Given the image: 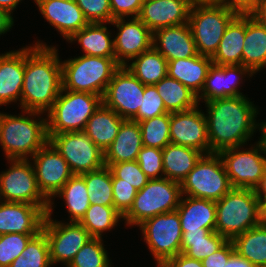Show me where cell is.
<instances>
[{"mask_svg": "<svg viewBox=\"0 0 266 267\" xmlns=\"http://www.w3.org/2000/svg\"><path fill=\"white\" fill-rule=\"evenodd\" d=\"M103 238L90 239L74 256L67 267H111Z\"/></svg>", "mask_w": 266, "mask_h": 267, "instance_id": "obj_42", "label": "cell"}, {"mask_svg": "<svg viewBox=\"0 0 266 267\" xmlns=\"http://www.w3.org/2000/svg\"><path fill=\"white\" fill-rule=\"evenodd\" d=\"M249 15L257 23L266 27V0H261Z\"/></svg>", "mask_w": 266, "mask_h": 267, "instance_id": "obj_53", "label": "cell"}, {"mask_svg": "<svg viewBox=\"0 0 266 267\" xmlns=\"http://www.w3.org/2000/svg\"><path fill=\"white\" fill-rule=\"evenodd\" d=\"M80 175L85 180L90 204L114 206L112 173L108 166Z\"/></svg>", "mask_w": 266, "mask_h": 267, "instance_id": "obj_38", "label": "cell"}, {"mask_svg": "<svg viewBox=\"0 0 266 267\" xmlns=\"http://www.w3.org/2000/svg\"><path fill=\"white\" fill-rule=\"evenodd\" d=\"M123 216L114 206L90 204L80 223L94 238H101L104 231L111 230Z\"/></svg>", "mask_w": 266, "mask_h": 267, "instance_id": "obj_39", "label": "cell"}, {"mask_svg": "<svg viewBox=\"0 0 266 267\" xmlns=\"http://www.w3.org/2000/svg\"><path fill=\"white\" fill-rule=\"evenodd\" d=\"M125 119L103 103L87 121L83 130L87 136L103 151L112 144Z\"/></svg>", "mask_w": 266, "mask_h": 267, "instance_id": "obj_29", "label": "cell"}, {"mask_svg": "<svg viewBox=\"0 0 266 267\" xmlns=\"http://www.w3.org/2000/svg\"><path fill=\"white\" fill-rule=\"evenodd\" d=\"M111 173L119 178V183H127L141 190L149 181L146 174L140 169L137 161H127L109 166Z\"/></svg>", "mask_w": 266, "mask_h": 267, "instance_id": "obj_44", "label": "cell"}, {"mask_svg": "<svg viewBox=\"0 0 266 267\" xmlns=\"http://www.w3.org/2000/svg\"><path fill=\"white\" fill-rule=\"evenodd\" d=\"M10 168L0 174V201L29 203L39 206L46 214L49 201L40 192L32 162L11 159Z\"/></svg>", "mask_w": 266, "mask_h": 267, "instance_id": "obj_11", "label": "cell"}, {"mask_svg": "<svg viewBox=\"0 0 266 267\" xmlns=\"http://www.w3.org/2000/svg\"><path fill=\"white\" fill-rule=\"evenodd\" d=\"M154 86L169 113L186 111L199 105L195 93L168 75Z\"/></svg>", "mask_w": 266, "mask_h": 267, "instance_id": "obj_35", "label": "cell"}, {"mask_svg": "<svg viewBox=\"0 0 266 267\" xmlns=\"http://www.w3.org/2000/svg\"><path fill=\"white\" fill-rule=\"evenodd\" d=\"M49 142L66 160L73 174H83L102 168L104 152L84 131L48 135Z\"/></svg>", "mask_w": 266, "mask_h": 267, "instance_id": "obj_12", "label": "cell"}, {"mask_svg": "<svg viewBox=\"0 0 266 267\" xmlns=\"http://www.w3.org/2000/svg\"><path fill=\"white\" fill-rule=\"evenodd\" d=\"M110 24L117 27L114 39L115 60L120 66L127 65L143 52L149 50L153 43V32L139 19H114Z\"/></svg>", "mask_w": 266, "mask_h": 267, "instance_id": "obj_18", "label": "cell"}, {"mask_svg": "<svg viewBox=\"0 0 266 267\" xmlns=\"http://www.w3.org/2000/svg\"><path fill=\"white\" fill-rule=\"evenodd\" d=\"M210 153L244 146L256 130L258 109L245 95L205 102Z\"/></svg>", "mask_w": 266, "mask_h": 267, "instance_id": "obj_2", "label": "cell"}, {"mask_svg": "<svg viewBox=\"0 0 266 267\" xmlns=\"http://www.w3.org/2000/svg\"><path fill=\"white\" fill-rule=\"evenodd\" d=\"M144 89V84L125 66H120L108 83L102 102L120 117L131 120L141 107Z\"/></svg>", "mask_w": 266, "mask_h": 267, "instance_id": "obj_16", "label": "cell"}, {"mask_svg": "<svg viewBox=\"0 0 266 267\" xmlns=\"http://www.w3.org/2000/svg\"><path fill=\"white\" fill-rule=\"evenodd\" d=\"M40 114L43 115L41 112L25 110L23 115L18 116L0 112V144L8 160H27L29 156L31 159L49 141L47 118L34 119Z\"/></svg>", "mask_w": 266, "mask_h": 267, "instance_id": "obj_3", "label": "cell"}, {"mask_svg": "<svg viewBox=\"0 0 266 267\" xmlns=\"http://www.w3.org/2000/svg\"><path fill=\"white\" fill-rule=\"evenodd\" d=\"M245 36L246 14H237L227 25L218 49L211 58L213 64L242 65Z\"/></svg>", "mask_w": 266, "mask_h": 267, "instance_id": "obj_27", "label": "cell"}, {"mask_svg": "<svg viewBox=\"0 0 266 267\" xmlns=\"http://www.w3.org/2000/svg\"><path fill=\"white\" fill-rule=\"evenodd\" d=\"M184 197L181 198L176 209L182 234L186 231H200V228L215 231L216 202L203 198Z\"/></svg>", "mask_w": 266, "mask_h": 267, "instance_id": "obj_26", "label": "cell"}, {"mask_svg": "<svg viewBox=\"0 0 266 267\" xmlns=\"http://www.w3.org/2000/svg\"><path fill=\"white\" fill-rule=\"evenodd\" d=\"M113 20L117 18H138L144 0H109Z\"/></svg>", "mask_w": 266, "mask_h": 267, "instance_id": "obj_49", "label": "cell"}, {"mask_svg": "<svg viewBox=\"0 0 266 267\" xmlns=\"http://www.w3.org/2000/svg\"><path fill=\"white\" fill-rule=\"evenodd\" d=\"M62 89L88 92L103 98L108 83L120 67L115 58L82 55L61 61Z\"/></svg>", "mask_w": 266, "mask_h": 267, "instance_id": "obj_5", "label": "cell"}, {"mask_svg": "<svg viewBox=\"0 0 266 267\" xmlns=\"http://www.w3.org/2000/svg\"><path fill=\"white\" fill-rule=\"evenodd\" d=\"M235 252L232 240H228L220 249L202 260L203 267H224Z\"/></svg>", "mask_w": 266, "mask_h": 267, "instance_id": "obj_50", "label": "cell"}, {"mask_svg": "<svg viewBox=\"0 0 266 267\" xmlns=\"http://www.w3.org/2000/svg\"><path fill=\"white\" fill-rule=\"evenodd\" d=\"M136 161L149 179L164 177L162 149L143 146Z\"/></svg>", "mask_w": 266, "mask_h": 267, "instance_id": "obj_46", "label": "cell"}, {"mask_svg": "<svg viewBox=\"0 0 266 267\" xmlns=\"http://www.w3.org/2000/svg\"><path fill=\"white\" fill-rule=\"evenodd\" d=\"M56 196L65 200L70 222H80L90 207L86 183L80 174H74L54 197Z\"/></svg>", "mask_w": 266, "mask_h": 267, "instance_id": "obj_37", "label": "cell"}, {"mask_svg": "<svg viewBox=\"0 0 266 267\" xmlns=\"http://www.w3.org/2000/svg\"><path fill=\"white\" fill-rule=\"evenodd\" d=\"M49 243L43 231L35 235L9 267H50Z\"/></svg>", "mask_w": 266, "mask_h": 267, "instance_id": "obj_40", "label": "cell"}, {"mask_svg": "<svg viewBox=\"0 0 266 267\" xmlns=\"http://www.w3.org/2000/svg\"><path fill=\"white\" fill-rule=\"evenodd\" d=\"M241 146L220 151L226 173L233 188L255 189L266 169V156L256 144L249 150Z\"/></svg>", "mask_w": 266, "mask_h": 267, "instance_id": "obj_14", "label": "cell"}, {"mask_svg": "<svg viewBox=\"0 0 266 267\" xmlns=\"http://www.w3.org/2000/svg\"><path fill=\"white\" fill-rule=\"evenodd\" d=\"M125 67L145 86L155 85L168 73V61L153 46Z\"/></svg>", "mask_w": 266, "mask_h": 267, "instance_id": "obj_33", "label": "cell"}, {"mask_svg": "<svg viewBox=\"0 0 266 267\" xmlns=\"http://www.w3.org/2000/svg\"><path fill=\"white\" fill-rule=\"evenodd\" d=\"M42 231L49 243L51 264L64 263L66 267L77 252L93 237L80 222L62 223L51 218L47 213Z\"/></svg>", "mask_w": 266, "mask_h": 267, "instance_id": "obj_13", "label": "cell"}, {"mask_svg": "<svg viewBox=\"0 0 266 267\" xmlns=\"http://www.w3.org/2000/svg\"><path fill=\"white\" fill-rule=\"evenodd\" d=\"M62 89V65L58 49L40 40L25 48V72L21 111L48 112Z\"/></svg>", "mask_w": 266, "mask_h": 267, "instance_id": "obj_1", "label": "cell"}, {"mask_svg": "<svg viewBox=\"0 0 266 267\" xmlns=\"http://www.w3.org/2000/svg\"><path fill=\"white\" fill-rule=\"evenodd\" d=\"M232 242L235 251L253 265H266V225L252 227L236 236Z\"/></svg>", "mask_w": 266, "mask_h": 267, "instance_id": "obj_36", "label": "cell"}, {"mask_svg": "<svg viewBox=\"0 0 266 267\" xmlns=\"http://www.w3.org/2000/svg\"><path fill=\"white\" fill-rule=\"evenodd\" d=\"M261 0H223L237 14H249Z\"/></svg>", "mask_w": 266, "mask_h": 267, "instance_id": "obj_52", "label": "cell"}, {"mask_svg": "<svg viewBox=\"0 0 266 267\" xmlns=\"http://www.w3.org/2000/svg\"><path fill=\"white\" fill-rule=\"evenodd\" d=\"M112 192L114 208L124 216L132 206L138 190L127 183H119V178L112 174Z\"/></svg>", "mask_w": 266, "mask_h": 267, "instance_id": "obj_48", "label": "cell"}, {"mask_svg": "<svg viewBox=\"0 0 266 267\" xmlns=\"http://www.w3.org/2000/svg\"><path fill=\"white\" fill-rule=\"evenodd\" d=\"M261 123V124H260ZM256 124V129L259 128L261 131V138L256 143L259 146V149L263 152L266 156V122H260Z\"/></svg>", "mask_w": 266, "mask_h": 267, "instance_id": "obj_56", "label": "cell"}, {"mask_svg": "<svg viewBox=\"0 0 266 267\" xmlns=\"http://www.w3.org/2000/svg\"><path fill=\"white\" fill-rule=\"evenodd\" d=\"M191 5L223 4V0H188Z\"/></svg>", "mask_w": 266, "mask_h": 267, "instance_id": "obj_60", "label": "cell"}, {"mask_svg": "<svg viewBox=\"0 0 266 267\" xmlns=\"http://www.w3.org/2000/svg\"><path fill=\"white\" fill-rule=\"evenodd\" d=\"M152 46L168 62L194 57L198 54L188 23L155 30Z\"/></svg>", "mask_w": 266, "mask_h": 267, "instance_id": "obj_23", "label": "cell"}, {"mask_svg": "<svg viewBox=\"0 0 266 267\" xmlns=\"http://www.w3.org/2000/svg\"><path fill=\"white\" fill-rule=\"evenodd\" d=\"M37 234L8 233L0 235V267H9Z\"/></svg>", "mask_w": 266, "mask_h": 267, "instance_id": "obj_43", "label": "cell"}, {"mask_svg": "<svg viewBox=\"0 0 266 267\" xmlns=\"http://www.w3.org/2000/svg\"><path fill=\"white\" fill-rule=\"evenodd\" d=\"M182 196L180 183L166 177L149 179L137 192L123 220L128 226H138L148 218L176 211Z\"/></svg>", "mask_w": 266, "mask_h": 267, "instance_id": "obj_7", "label": "cell"}, {"mask_svg": "<svg viewBox=\"0 0 266 267\" xmlns=\"http://www.w3.org/2000/svg\"><path fill=\"white\" fill-rule=\"evenodd\" d=\"M248 74L252 77L254 74L243 65H215L209 68L204 86L200 95L197 96L198 102L204 99V102L218 99L238 97L243 95L238 84L243 80L242 76Z\"/></svg>", "mask_w": 266, "mask_h": 267, "instance_id": "obj_20", "label": "cell"}, {"mask_svg": "<svg viewBox=\"0 0 266 267\" xmlns=\"http://www.w3.org/2000/svg\"><path fill=\"white\" fill-rule=\"evenodd\" d=\"M180 185L182 195L215 202L233 188L218 153L203 154Z\"/></svg>", "mask_w": 266, "mask_h": 267, "instance_id": "obj_9", "label": "cell"}, {"mask_svg": "<svg viewBox=\"0 0 266 267\" xmlns=\"http://www.w3.org/2000/svg\"><path fill=\"white\" fill-rule=\"evenodd\" d=\"M12 16L13 15L0 8V35L8 32L12 28L14 24Z\"/></svg>", "mask_w": 266, "mask_h": 267, "instance_id": "obj_55", "label": "cell"}, {"mask_svg": "<svg viewBox=\"0 0 266 267\" xmlns=\"http://www.w3.org/2000/svg\"><path fill=\"white\" fill-rule=\"evenodd\" d=\"M102 103V97L96 94L61 89L47 112V134L83 131Z\"/></svg>", "mask_w": 266, "mask_h": 267, "instance_id": "obj_6", "label": "cell"}, {"mask_svg": "<svg viewBox=\"0 0 266 267\" xmlns=\"http://www.w3.org/2000/svg\"><path fill=\"white\" fill-rule=\"evenodd\" d=\"M166 113L169 112L166 110L163 99L160 97L156 87L154 85L145 86L141 107L131 120L140 122Z\"/></svg>", "mask_w": 266, "mask_h": 267, "instance_id": "obj_45", "label": "cell"}, {"mask_svg": "<svg viewBox=\"0 0 266 267\" xmlns=\"http://www.w3.org/2000/svg\"><path fill=\"white\" fill-rule=\"evenodd\" d=\"M89 23H111L113 21L109 0H75Z\"/></svg>", "mask_w": 266, "mask_h": 267, "instance_id": "obj_47", "label": "cell"}, {"mask_svg": "<svg viewBox=\"0 0 266 267\" xmlns=\"http://www.w3.org/2000/svg\"><path fill=\"white\" fill-rule=\"evenodd\" d=\"M199 105L180 112L170 113V142L210 153L206 117Z\"/></svg>", "mask_w": 266, "mask_h": 267, "instance_id": "obj_17", "label": "cell"}, {"mask_svg": "<svg viewBox=\"0 0 266 267\" xmlns=\"http://www.w3.org/2000/svg\"><path fill=\"white\" fill-rule=\"evenodd\" d=\"M202 155L203 153L195 148L167 144L162 149L164 177L181 184Z\"/></svg>", "mask_w": 266, "mask_h": 267, "instance_id": "obj_30", "label": "cell"}, {"mask_svg": "<svg viewBox=\"0 0 266 267\" xmlns=\"http://www.w3.org/2000/svg\"><path fill=\"white\" fill-rule=\"evenodd\" d=\"M212 64L213 61L210 57L200 54L185 59L171 60L168 62L167 75L182 83L198 96Z\"/></svg>", "mask_w": 266, "mask_h": 267, "instance_id": "obj_28", "label": "cell"}, {"mask_svg": "<svg viewBox=\"0 0 266 267\" xmlns=\"http://www.w3.org/2000/svg\"><path fill=\"white\" fill-rule=\"evenodd\" d=\"M254 190L257 198H266V169L259 185Z\"/></svg>", "mask_w": 266, "mask_h": 267, "instance_id": "obj_58", "label": "cell"}, {"mask_svg": "<svg viewBox=\"0 0 266 267\" xmlns=\"http://www.w3.org/2000/svg\"><path fill=\"white\" fill-rule=\"evenodd\" d=\"M25 72V47L18 51L0 54V105L17 100L21 102V93Z\"/></svg>", "mask_w": 266, "mask_h": 267, "instance_id": "obj_24", "label": "cell"}, {"mask_svg": "<svg viewBox=\"0 0 266 267\" xmlns=\"http://www.w3.org/2000/svg\"><path fill=\"white\" fill-rule=\"evenodd\" d=\"M143 147L140 125L133 120L125 119L112 144L104 152V164L136 161Z\"/></svg>", "mask_w": 266, "mask_h": 267, "instance_id": "obj_25", "label": "cell"}, {"mask_svg": "<svg viewBox=\"0 0 266 267\" xmlns=\"http://www.w3.org/2000/svg\"><path fill=\"white\" fill-rule=\"evenodd\" d=\"M242 65L253 74L266 67V27L257 23L249 14H246Z\"/></svg>", "mask_w": 266, "mask_h": 267, "instance_id": "obj_31", "label": "cell"}, {"mask_svg": "<svg viewBox=\"0 0 266 267\" xmlns=\"http://www.w3.org/2000/svg\"><path fill=\"white\" fill-rule=\"evenodd\" d=\"M31 160L34 164L37 186L49 201L47 213H52V198L74 174L66 160L49 141L32 156Z\"/></svg>", "mask_w": 266, "mask_h": 267, "instance_id": "obj_15", "label": "cell"}, {"mask_svg": "<svg viewBox=\"0 0 266 267\" xmlns=\"http://www.w3.org/2000/svg\"><path fill=\"white\" fill-rule=\"evenodd\" d=\"M40 13L66 41L89 24L75 0H34Z\"/></svg>", "mask_w": 266, "mask_h": 267, "instance_id": "obj_21", "label": "cell"}, {"mask_svg": "<svg viewBox=\"0 0 266 267\" xmlns=\"http://www.w3.org/2000/svg\"><path fill=\"white\" fill-rule=\"evenodd\" d=\"M224 267H256L249 260L240 256L236 251L231 255Z\"/></svg>", "mask_w": 266, "mask_h": 267, "instance_id": "obj_54", "label": "cell"}, {"mask_svg": "<svg viewBox=\"0 0 266 267\" xmlns=\"http://www.w3.org/2000/svg\"><path fill=\"white\" fill-rule=\"evenodd\" d=\"M259 224V199L255 190L232 188L216 201L215 231L227 240H233Z\"/></svg>", "mask_w": 266, "mask_h": 267, "instance_id": "obj_4", "label": "cell"}, {"mask_svg": "<svg viewBox=\"0 0 266 267\" xmlns=\"http://www.w3.org/2000/svg\"><path fill=\"white\" fill-rule=\"evenodd\" d=\"M259 199L260 224L266 225V198Z\"/></svg>", "mask_w": 266, "mask_h": 267, "instance_id": "obj_59", "label": "cell"}, {"mask_svg": "<svg viewBox=\"0 0 266 267\" xmlns=\"http://www.w3.org/2000/svg\"><path fill=\"white\" fill-rule=\"evenodd\" d=\"M138 226L157 267L181 253L182 231L177 211L148 218Z\"/></svg>", "mask_w": 266, "mask_h": 267, "instance_id": "obj_10", "label": "cell"}, {"mask_svg": "<svg viewBox=\"0 0 266 267\" xmlns=\"http://www.w3.org/2000/svg\"><path fill=\"white\" fill-rule=\"evenodd\" d=\"M20 1L22 0H0V8L12 14Z\"/></svg>", "mask_w": 266, "mask_h": 267, "instance_id": "obj_57", "label": "cell"}, {"mask_svg": "<svg viewBox=\"0 0 266 267\" xmlns=\"http://www.w3.org/2000/svg\"><path fill=\"white\" fill-rule=\"evenodd\" d=\"M161 267H203L202 261L188 257L180 253L169 258Z\"/></svg>", "mask_w": 266, "mask_h": 267, "instance_id": "obj_51", "label": "cell"}, {"mask_svg": "<svg viewBox=\"0 0 266 267\" xmlns=\"http://www.w3.org/2000/svg\"><path fill=\"white\" fill-rule=\"evenodd\" d=\"M46 213L29 203L0 201V235L8 233L38 234Z\"/></svg>", "mask_w": 266, "mask_h": 267, "instance_id": "obj_19", "label": "cell"}, {"mask_svg": "<svg viewBox=\"0 0 266 267\" xmlns=\"http://www.w3.org/2000/svg\"><path fill=\"white\" fill-rule=\"evenodd\" d=\"M188 0H144L138 18L152 31L188 23Z\"/></svg>", "mask_w": 266, "mask_h": 267, "instance_id": "obj_22", "label": "cell"}, {"mask_svg": "<svg viewBox=\"0 0 266 267\" xmlns=\"http://www.w3.org/2000/svg\"><path fill=\"white\" fill-rule=\"evenodd\" d=\"M228 240L216 231L200 228V231H186L182 234L181 253L202 261Z\"/></svg>", "mask_w": 266, "mask_h": 267, "instance_id": "obj_34", "label": "cell"}, {"mask_svg": "<svg viewBox=\"0 0 266 267\" xmlns=\"http://www.w3.org/2000/svg\"><path fill=\"white\" fill-rule=\"evenodd\" d=\"M236 15L226 4L192 5L188 24L197 53L212 58L227 25Z\"/></svg>", "mask_w": 266, "mask_h": 267, "instance_id": "obj_8", "label": "cell"}, {"mask_svg": "<svg viewBox=\"0 0 266 267\" xmlns=\"http://www.w3.org/2000/svg\"><path fill=\"white\" fill-rule=\"evenodd\" d=\"M111 38L106 25L95 22L89 23L67 41H78L85 53L83 55L115 58L114 39Z\"/></svg>", "mask_w": 266, "mask_h": 267, "instance_id": "obj_32", "label": "cell"}, {"mask_svg": "<svg viewBox=\"0 0 266 267\" xmlns=\"http://www.w3.org/2000/svg\"><path fill=\"white\" fill-rule=\"evenodd\" d=\"M143 146L163 149L170 144V113L138 122Z\"/></svg>", "mask_w": 266, "mask_h": 267, "instance_id": "obj_41", "label": "cell"}]
</instances>
